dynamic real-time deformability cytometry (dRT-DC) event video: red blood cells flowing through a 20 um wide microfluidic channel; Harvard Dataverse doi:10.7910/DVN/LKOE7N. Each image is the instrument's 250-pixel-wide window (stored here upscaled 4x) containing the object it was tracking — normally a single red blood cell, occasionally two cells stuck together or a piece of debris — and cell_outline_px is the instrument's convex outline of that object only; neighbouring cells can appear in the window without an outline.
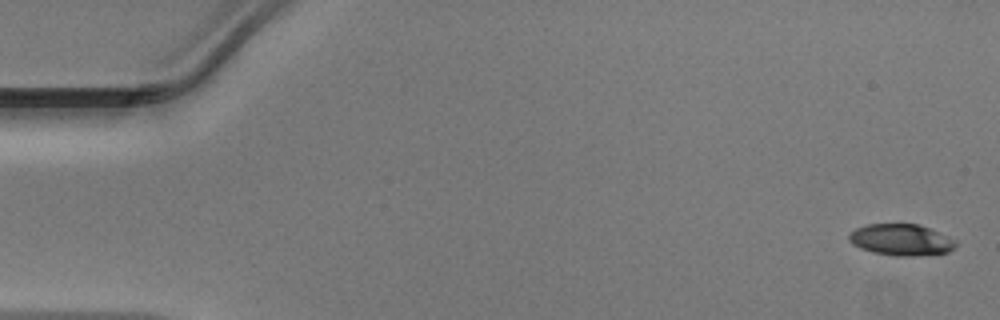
{"species": "Egyptian fruit bat (a non-hibernating species)", "species_latin": "Rousettus aegyptiacus", "temperature_condition": "warm", "stored_images_in_passage": 15, "camera_frame_rate_fps": 3000, "um_per_image_px": 0.085, "animal": {"sex": "male"}, "frame": {"image": 1, "passage_image": 1, "time_ms": 0.0, "image_size_px": [1000, 320], "cell_outline_px": [[956, 244], [948, 252], [916, 256], [896, 256], [872, 252], [860, 248], [852, 244], [848, 240], [848, 236], [856, 228], [868, 224], [920, 224], [948, 236], [956, 240]], "centroid_in_image_um": [76.58, 20.38], "position_along_channel_um": 8.4, "area_um2": 19.54}}